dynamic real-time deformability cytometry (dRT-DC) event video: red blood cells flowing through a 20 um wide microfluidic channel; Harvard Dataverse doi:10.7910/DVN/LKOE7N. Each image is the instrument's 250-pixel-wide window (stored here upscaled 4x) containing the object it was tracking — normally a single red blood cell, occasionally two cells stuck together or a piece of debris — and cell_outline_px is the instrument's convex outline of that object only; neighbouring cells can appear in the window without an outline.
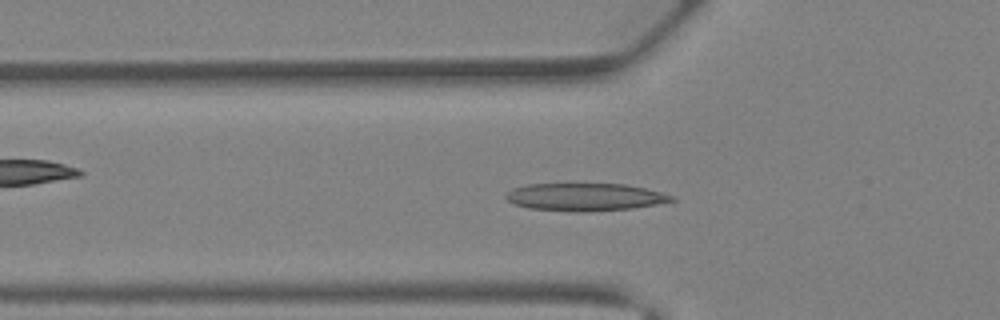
{"species": "Egyptian fruit bat (a non-hibernating species)", "species_latin": "Rousettus aegyptiacus", "temperature_condition": "warm", "stored_images_in_passage": 39, "camera_frame_rate_fps": 3000, "um_per_image_px": 0.085, "animal": {"sex": "female"}, "frame": {"image": 1, "passage_image": 13, "time_ms": 4.0, "image_size_px": [1000, 320], "cell_outline_px": [[676, 200], [656, 204], [632, 208], [588, 212], [576, 212], [528, 208], [516, 204], [508, 200], [504, 196], [512, 188], [528, 184], [628, 184], [660, 192], [672, 196]], "centroid_in_image_um": [49.71, 16.75], "position_along_channel_um": 76.1, "area_um2": 26.59}}
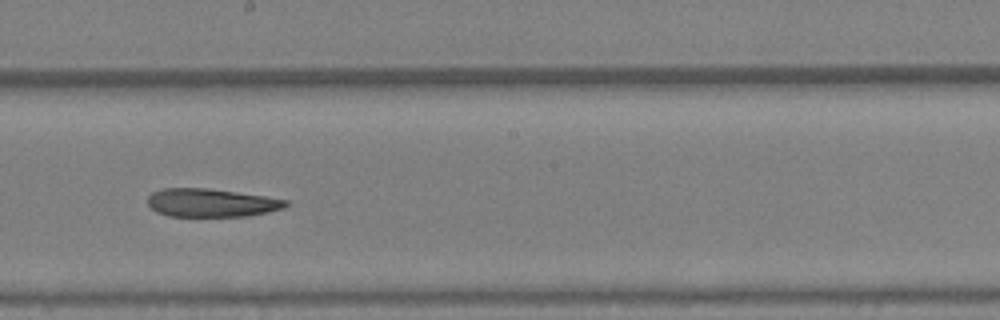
{"frame": {"image": 2, "passage_image": 22, "time_ms": 7.0, "image_size_px": [1000, 320], "cell_outline_px": [[288, 204], [284, 208], [268, 212], [248, 216], [168, 216], [156, 212], [148, 204], [148, 196], [152, 192], [164, 188], [204, 188], [236, 192], [264, 196], [288, 200]], "centroid_in_image_um": [17.95, 17.24], "position_along_channel_um": 230.3, "area_um2": 22.66}}
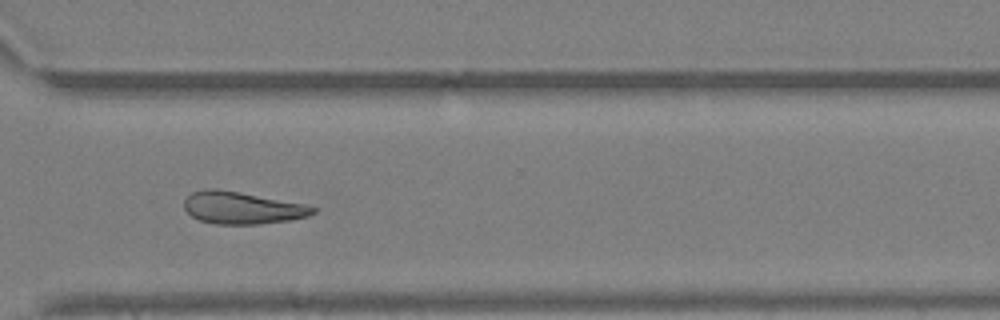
{"frame": {"image": 3, "passage_image": 29, "time_ms": 9.333, "image_size_px": [1000, 320], "cell_outline_px": [[316, 212], [308, 216], [292, 220], [256, 224], [216, 224], [200, 220], [192, 216], [184, 208], [184, 200], [192, 192], [204, 188], [216, 188], [240, 192], [304, 204], [316, 208]], "centroid_in_image_um": [20.56, 17.66], "position_along_channel_um": 350.0, "area_um2": 24.1}}